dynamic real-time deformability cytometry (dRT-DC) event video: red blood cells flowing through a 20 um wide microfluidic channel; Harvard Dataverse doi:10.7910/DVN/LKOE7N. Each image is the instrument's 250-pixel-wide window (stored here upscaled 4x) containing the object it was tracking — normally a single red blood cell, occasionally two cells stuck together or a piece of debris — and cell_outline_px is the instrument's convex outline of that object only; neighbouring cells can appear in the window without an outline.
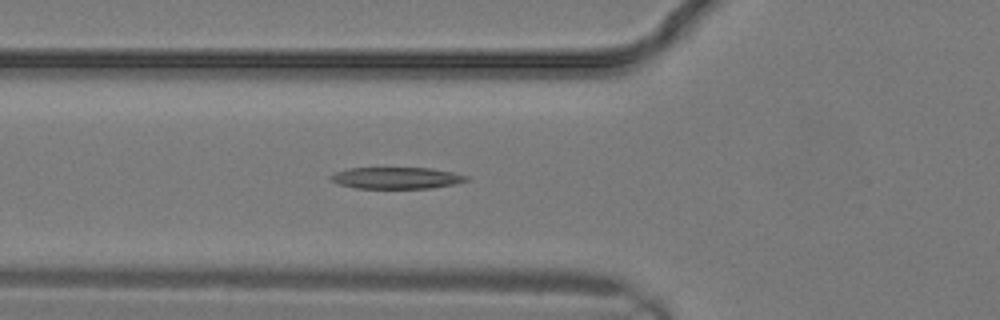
{"species": "common noctule bat (a hibernating species)", "species_latin": "Nyctalus noctula", "temperature_condition": "warm", "stored_images_in_passage": 12, "camera_frame_rate_fps": 3000, "um_per_image_px": 0.085, "animal": {"sex": "male", "body_mass_g": 19.2, "forearm_length_mm": 51.8}, "frame": {"image": 1, "passage_image": 7, "time_ms": 2.0, "image_size_px": [1000, 320], "cell_outline_px": [[468, 180], [452, 184], [432, 188], [356, 188], [336, 184], [328, 180], [328, 176], [336, 172], [348, 168], [432, 168], [452, 172], [468, 176]], "centroid_in_image_um": [33.62, 15.13], "position_along_channel_um": 92.2, "area_um2": 17.11}}
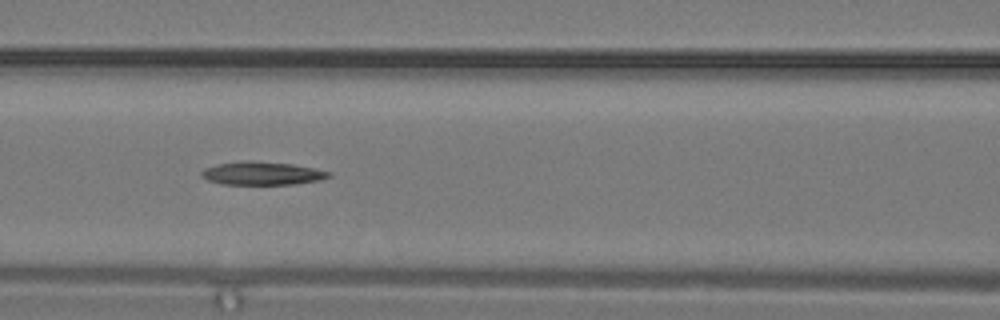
{"frame": {"image": 2, "passage_image": 9, "time_ms": 2.667, "image_size_px": [1000, 320], "cell_outline_px": [[332, 176], [320, 180], [296, 184], [220, 184], [208, 180], [200, 176], [200, 172], [204, 168], [216, 164], [244, 160], [248, 160], [292, 164], [332, 172]], "centroid_in_image_um": [22.25, 14.73], "position_along_channel_um": 144.3, "area_um2": 17.34}}
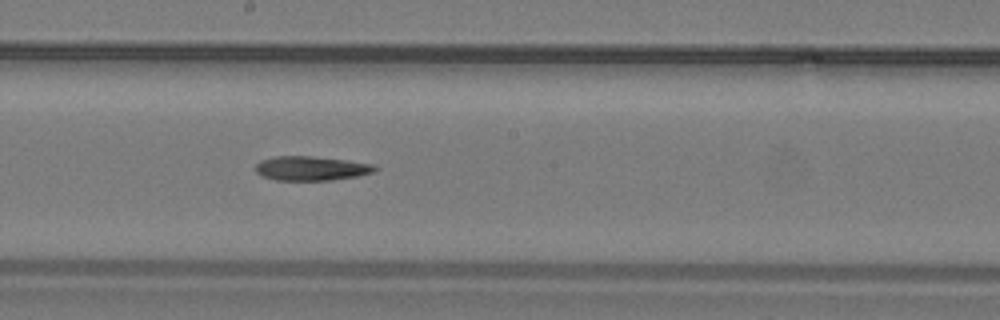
{"frame": {"image": 3, "passage_image": 12, "time_ms": 3.667, "image_size_px": [1000, 320], "cell_outline_px": [[380, 168], [372, 172], [356, 176], [332, 180], [276, 180], [264, 176], [256, 172], [256, 164], [260, 160], [276, 156], [312, 156], [344, 160], [372, 164]], "centroid_in_image_um": [26.44, 14.31], "position_along_channel_um": 221.8, "area_um2": 16.7}}